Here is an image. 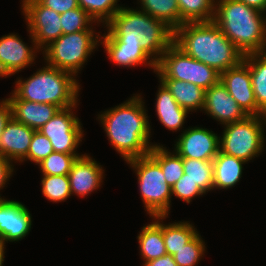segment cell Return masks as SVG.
I'll list each match as a JSON object with an SVG mask.
<instances>
[{"instance_id":"cell-1","label":"cell","mask_w":266,"mask_h":266,"mask_svg":"<svg viewBox=\"0 0 266 266\" xmlns=\"http://www.w3.org/2000/svg\"><path fill=\"white\" fill-rule=\"evenodd\" d=\"M139 94L131 96L124 103L102 111L98 115L110 145L125 160L149 154L151 125L146 114L145 102Z\"/></svg>"},{"instance_id":"cell-2","label":"cell","mask_w":266,"mask_h":266,"mask_svg":"<svg viewBox=\"0 0 266 266\" xmlns=\"http://www.w3.org/2000/svg\"><path fill=\"white\" fill-rule=\"evenodd\" d=\"M173 43L185 54L222 73L237 66L244 54L212 21L183 23L174 30Z\"/></svg>"},{"instance_id":"cell-3","label":"cell","mask_w":266,"mask_h":266,"mask_svg":"<svg viewBox=\"0 0 266 266\" xmlns=\"http://www.w3.org/2000/svg\"><path fill=\"white\" fill-rule=\"evenodd\" d=\"M213 21L244 54L266 51L265 14L237 0L215 2Z\"/></svg>"},{"instance_id":"cell-4","label":"cell","mask_w":266,"mask_h":266,"mask_svg":"<svg viewBox=\"0 0 266 266\" xmlns=\"http://www.w3.org/2000/svg\"><path fill=\"white\" fill-rule=\"evenodd\" d=\"M105 27L117 38L141 40V47L155 62L174 39L172 28L140 9L121 7Z\"/></svg>"},{"instance_id":"cell-5","label":"cell","mask_w":266,"mask_h":266,"mask_svg":"<svg viewBox=\"0 0 266 266\" xmlns=\"http://www.w3.org/2000/svg\"><path fill=\"white\" fill-rule=\"evenodd\" d=\"M76 78L69 72L46 64L27 80H16V89L12 92L22 100L53 104L65 109L78 103L81 88Z\"/></svg>"},{"instance_id":"cell-6","label":"cell","mask_w":266,"mask_h":266,"mask_svg":"<svg viewBox=\"0 0 266 266\" xmlns=\"http://www.w3.org/2000/svg\"><path fill=\"white\" fill-rule=\"evenodd\" d=\"M94 33L95 30H83L62 34L41 51L46 64L76 77L88 57L99 46L101 33Z\"/></svg>"},{"instance_id":"cell-7","label":"cell","mask_w":266,"mask_h":266,"mask_svg":"<svg viewBox=\"0 0 266 266\" xmlns=\"http://www.w3.org/2000/svg\"><path fill=\"white\" fill-rule=\"evenodd\" d=\"M135 171L141 199L150 217H168L172 188L165 180L160 165L149 155L126 161Z\"/></svg>"},{"instance_id":"cell-8","label":"cell","mask_w":266,"mask_h":266,"mask_svg":"<svg viewBox=\"0 0 266 266\" xmlns=\"http://www.w3.org/2000/svg\"><path fill=\"white\" fill-rule=\"evenodd\" d=\"M264 116L248 115L243 120L224 125L219 137L221 152L248 162L264 150Z\"/></svg>"},{"instance_id":"cell-9","label":"cell","mask_w":266,"mask_h":266,"mask_svg":"<svg viewBox=\"0 0 266 266\" xmlns=\"http://www.w3.org/2000/svg\"><path fill=\"white\" fill-rule=\"evenodd\" d=\"M159 79H176L193 83L204 90L220 81V73L195 60L172 43L156 62Z\"/></svg>"},{"instance_id":"cell-10","label":"cell","mask_w":266,"mask_h":266,"mask_svg":"<svg viewBox=\"0 0 266 266\" xmlns=\"http://www.w3.org/2000/svg\"><path fill=\"white\" fill-rule=\"evenodd\" d=\"M21 9L32 45H36L40 51L63 34L60 14L43 6L38 0H22Z\"/></svg>"},{"instance_id":"cell-11","label":"cell","mask_w":266,"mask_h":266,"mask_svg":"<svg viewBox=\"0 0 266 266\" xmlns=\"http://www.w3.org/2000/svg\"><path fill=\"white\" fill-rule=\"evenodd\" d=\"M77 105L60 109L39 131L49 138L54 152L79 154L76 149L84 136L80 119L73 111Z\"/></svg>"},{"instance_id":"cell-12","label":"cell","mask_w":266,"mask_h":266,"mask_svg":"<svg viewBox=\"0 0 266 266\" xmlns=\"http://www.w3.org/2000/svg\"><path fill=\"white\" fill-rule=\"evenodd\" d=\"M179 137L174 151L182 158L213 160L220 150V136L207 128L189 127Z\"/></svg>"},{"instance_id":"cell-13","label":"cell","mask_w":266,"mask_h":266,"mask_svg":"<svg viewBox=\"0 0 266 266\" xmlns=\"http://www.w3.org/2000/svg\"><path fill=\"white\" fill-rule=\"evenodd\" d=\"M140 41L132 38H117L108 29L105 35L100 36V43L103 44L104 51L114 64L130 68L147 64L155 72L156 62L141 47Z\"/></svg>"},{"instance_id":"cell-14","label":"cell","mask_w":266,"mask_h":266,"mask_svg":"<svg viewBox=\"0 0 266 266\" xmlns=\"http://www.w3.org/2000/svg\"><path fill=\"white\" fill-rule=\"evenodd\" d=\"M220 81L248 115H264L255 100L249 66L243 60L237 66L222 72Z\"/></svg>"},{"instance_id":"cell-15","label":"cell","mask_w":266,"mask_h":266,"mask_svg":"<svg viewBox=\"0 0 266 266\" xmlns=\"http://www.w3.org/2000/svg\"><path fill=\"white\" fill-rule=\"evenodd\" d=\"M32 47L14 33L0 37V77L11 76L35 64L33 62L40 49L36 45Z\"/></svg>"},{"instance_id":"cell-16","label":"cell","mask_w":266,"mask_h":266,"mask_svg":"<svg viewBox=\"0 0 266 266\" xmlns=\"http://www.w3.org/2000/svg\"><path fill=\"white\" fill-rule=\"evenodd\" d=\"M203 111L223 125L243 120L248 116L221 81L205 90Z\"/></svg>"},{"instance_id":"cell-17","label":"cell","mask_w":266,"mask_h":266,"mask_svg":"<svg viewBox=\"0 0 266 266\" xmlns=\"http://www.w3.org/2000/svg\"><path fill=\"white\" fill-rule=\"evenodd\" d=\"M32 215L28 208L19 201L6 200L0 206V241L16 242L29 234Z\"/></svg>"},{"instance_id":"cell-18","label":"cell","mask_w":266,"mask_h":266,"mask_svg":"<svg viewBox=\"0 0 266 266\" xmlns=\"http://www.w3.org/2000/svg\"><path fill=\"white\" fill-rule=\"evenodd\" d=\"M104 170L88 154H82L72 165L68 173L71 195L84 197L101 187Z\"/></svg>"},{"instance_id":"cell-19","label":"cell","mask_w":266,"mask_h":266,"mask_svg":"<svg viewBox=\"0 0 266 266\" xmlns=\"http://www.w3.org/2000/svg\"><path fill=\"white\" fill-rule=\"evenodd\" d=\"M34 131L11 117L0 136V156L15 163L24 162Z\"/></svg>"},{"instance_id":"cell-20","label":"cell","mask_w":266,"mask_h":266,"mask_svg":"<svg viewBox=\"0 0 266 266\" xmlns=\"http://www.w3.org/2000/svg\"><path fill=\"white\" fill-rule=\"evenodd\" d=\"M11 94L7 99L11 105L12 117L35 131H38L60 110L53 104L22 100L13 92Z\"/></svg>"},{"instance_id":"cell-21","label":"cell","mask_w":266,"mask_h":266,"mask_svg":"<svg viewBox=\"0 0 266 266\" xmlns=\"http://www.w3.org/2000/svg\"><path fill=\"white\" fill-rule=\"evenodd\" d=\"M159 90L156 94V113L158 120L163 124L169 131L180 130L187 118L189 112L176 102L167 87L160 81Z\"/></svg>"},{"instance_id":"cell-22","label":"cell","mask_w":266,"mask_h":266,"mask_svg":"<svg viewBox=\"0 0 266 266\" xmlns=\"http://www.w3.org/2000/svg\"><path fill=\"white\" fill-rule=\"evenodd\" d=\"M152 222L143 226L137 238L144 263L167 254L163 239V220L166 216L151 217Z\"/></svg>"},{"instance_id":"cell-23","label":"cell","mask_w":266,"mask_h":266,"mask_svg":"<svg viewBox=\"0 0 266 266\" xmlns=\"http://www.w3.org/2000/svg\"><path fill=\"white\" fill-rule=\"evenodd\" d=\"M212 162L214 165L213 189L234 187L242 177L243 164L247 163L220 150Z\"/></svg>"},{"instance_id":"cell-24","label":"cell","mask_w":266,"mask_h":266,"mask_svg":"<svg viewBox=\"0 0 266 266\" xmlns=\"http://www.w3.org/2000/svg\"><path fill=\"white\" fill-rule=\"evenodd\" d=\"M170 91L180 107L188 112L203 110L205 90L193 83L176 79H159Z\"/></svg>"},{"instance_id":"cell-25","label":"cell","mask_w":266,"mask_h":266,"mask_svg":"<svg viewBox=\"0 0 266 266\" xmlns=\"http://www.w3.org/2000/svg\"><path fill=\"white\" fill-rule=\"evenodd\" d=\"M243 61L249 66L252 88L257 106L266 111V51L244 55Z\"/></svg>"},{"instance_id":"cell-26","label":"cell","mask_w":266,"mask_h":266,"mask_svg":"<svg viewBox=\"0 0 266 266\" xmlns=\"http://www.w3.org/2000/svg\"><path fill=\"white\" fill-rule=\"evenodd\" d=\"M174 152V153H173ZM172 153L163 145H154L149 155L160 165L169 186H173L184 174L183 158L175 151Z\"/></svg>"},{"instance_id":"cell-27","label":"cell","mask_w":266,"mask_h":266,"mask_svg":"<svg viewBox=\"0 0 266 266\" xmlns=\"http://www.w3.org/2000/svg\"><path fill=\"white\" fill-rule=\"evenodd\" d=\"M189 221L163 224V239L167 254L174 255L199 232Z\"/></svg>"},{"instance_id":"cell-28","label":"cell","mask_w":266,"mask_h":266,"mask_svg":"<svg viewBox=\"0 0 266 266\" xmlns=\"http://www.w3.org/2000/svg\"><path fill=\"white\" fill-rule=\"evenodd\" d=\"M184 178L196 183L206 192L213 190L214 165L212 160L183 158Z\"/></svg>"},{"instance_id":"cell-29","label":"cell","mask_w":266,"mask_h":266,"mask_svg":"<svg viewBox=\"0 0 266 266\" xmlns=\"http://www.w3.org/2000/svg\"><path fill=\"white\" fill-rule=\"evenodd\" d=\"M141 11L165 22L173 30L180 27L177 0H140Z\"/></svg>"},{"instance_id":"cell-30","label":"cell","mask_w":266,"mask_h":266,"mask_svg":"<svg viewBox=\"0 0 266 266\" xmlns=\"http://www.w3.org/2000/svg\"><path fill=\"white\" fill-rule=\"evenodd\" d=\"M180 26L183 23L212 21L215 15L214 0H177Z\"/></svg>"},{"instance_id":"cell-31","label":"cell","mask_w":266,"mask_h":266,"mask_svg":"<svg viewBox=\"0 0 266 266\" xmlns=\"http://www.w3.org/2000/svg\"><path fill=\"white\" fill-rule=\"evenodd\" d=\"M42 194L51 202H63L71 195L68 175H42Z\"/></svg>"},{"instance_id":"cell-32","label":"cell","mask_w":266,"mask_h":266,"mask_svg":"<svg viewBox=\"0 0 266 266\" xmlns=\"http://www.w3.org/2000/svg\"><path fill=\"white\" fill-rule=\"evenodd\" d=\"M119 0H78V5L85 10L97 24H107L122 7Z\"/></svg>"},{"instance_id":"cell-33","label":"cell","mask_w":266,"mask_h":266,"mask_svg":"<svg viewBox=\"0 0 266 266\" xmlns=\"http://www.w3.org/2000/svg\"><path fill=\"white\" fill-rule=\"evenodd\" d=\"M80 156V154L52 152L38 166L43 175H68L73 163Z\"/></svg>"},{"instance_id":"cell-34","label":"cell","mask_w":266,"mask_h":266,"mask_svg":"<svg viewBox=\"0 0 266 266\" xmlns=\"http://www.w3.org/2000/svg\"><path fill=\"white\" fill-rule=\"evenodd\" d=\"M60 20L63 34L93 30L91 24L96 23L81 7L61 13Z\"/></svg>"},{"instance_id":"cell-35","label":"cell","mask_w":266,"mask_h":266,"mask_svg":"<svg viewBox=\"0 0 266 266\" xmlns=\"http://www.w3.org/2000/svg\"><path fill=\"white\" fill-rule=\"evenodd\" d=\"M205 242L199 233L173 255L178 266H196L206 251Z\"/></svg>"},{"instance_id":"cell-36","label":"cell","mask_w":266,"mask_h":266,"mask_svg":"<svg viewBox=\"0 0 266 266\" xmlns=\"http://www.w3.org/2000/svg\"><path fill=\"white\" fill-rule=\"evenodd\" d=\"M52 152H54V149L49 138L43 135L39 130L34 131L25 161L29 160L38 165Z\"/></svg>"},{"instance_id":"cell-37","label":"cell","mask_w":266,"mask_h":266,"mask_svg":"<svg viewBox=\"0 0 266 266\" xmlns=\"http://www.w3.org/2000/svg\"><path fill=\"white\" fill-rule=\"evenodd\" d=\"M171 188L172 196L174 195L176 198L178 197L188 204L194 197L205 194L196 183L185 179L184 174Z\"/></svg>"},{"instance_id":"cell-38","label":"cell","mask_w":266,"mask_h":266,"mask_svg":"<svg viewBox=\"0 0 266 266\" xmlns=\"http://www.w3.org/2000/svg\"><path fill=\"white\" fill-rule=\"evenodd\" d=\"M43 6L48 7L61 14L78 8V0H38Z\"/></svg>"},{"instance_id":"cell-39","label":"cell","mask_w":266,"mask_h":266,"mask_svg":"<svg viewBox=\"0 0 266 266\" xmlns=\"http://www.w3.org/2000/svg\"><path fill=\"white\" fill-rule=\"evenodd\" d=\"M14 172V166L11 161L0 156V190H2Z\"/></svg>"},{"instance_id":"cell-40","label":"cell","mask_w":266,"mask_h":266,"mask_svg":"<svg viewBox=\"0 0 266 266\" xmlns=\"http://www.w3.org/2000/svg\"><path fill=\"white\" fill-rule=\"evenodd\" d=\"M12 117V109L9 100L3 99L0 102V136L4 131L6 123Z\"/></svg>"},{"instance_id":"cell-41","label":"cell","mask_w":266,"mask_h":266,"mask_svg":"<svg viewBox=\"0 0 266 266\" xmlns=\"http://www.w3.org/2000/svg\"><path fill=\"white\" fill-rule=\"evenodd\" d=\"M143 266H178L170 254L145 262Z\"/></svg>"},{"instance_id":"cell-42","label":"cell","mask_w":266,"mask_h":266,"mask_svg":"<svg viewBox=\"0 0 266 266\" xmlns=\"http://www.w3.org/2000/svg\"><path fill=\"white\" fill-rule=\"evenodd\" d=\"M237 1L243 2L247 6L266 14V0H237Z\"/></svg>"},{"instance_id":"cell-43","label":"cell","mask_w":266,"mask_h":266,"mask_svg":"<svg viewBox=\"0 0 266 266\" xmlns=\"http://www.w3.org/2000/svg\"><path fill=\"white\" fill-rule=\"evenodd\" d=\"M5 244L0 241V266H3L4 254H5Z\"/></svg>"},{"instance_id":"cell-44","label":"cell","mask_w":266,"mask_h":266,"mask_svg":"<svg viewBox=\"0 0 266 266\" xmlns=\"http://www.w3.org/2000/svg\"><path fill=\"white\" fill-rule=\"evenodd\" d=\"M6 200H7V199L2 198L1 195H0V206H1Z\"/></svg>"},{"instance_id":"cell-45","label":"cell","mask_w":266,"mask_h":266,"mask_svg":"<svg viewBox=\"0 0 266 266\" xmlns=\"http://www.w3.org/2000/svg\"><path fill=\"white\" fill-rule=\"evenodd\" d=\"M265 38H266V14H265Z\"/></svg>"},{"instance_id":"cell-46","label":"cell","mask_w":266,"mask_h":266,"mask_svg":"<svg viewBox=\"0 0 266 266\" xmlns=\"http://www.w3.org/2000/svg\"><path fill=\"white\" fill-rule=\"evenodd\" d=\"M264 119H265V125H266V111L264 112Z\"/></svg>"},{"instance_id":"cell-47","label":"cell","mask_w":266,"mask_h":266,"mask_svg":"<svg viewBox=\"0 0 266 266\" xmlns=\"http://www.w3.org/2000/svg\"><path fill=\"white\" fill-rule=\"evenodd\" d=\"M215 1H216V2H221V1H223V0H214V3H215Z\"/></svg>"}]
</instances>
